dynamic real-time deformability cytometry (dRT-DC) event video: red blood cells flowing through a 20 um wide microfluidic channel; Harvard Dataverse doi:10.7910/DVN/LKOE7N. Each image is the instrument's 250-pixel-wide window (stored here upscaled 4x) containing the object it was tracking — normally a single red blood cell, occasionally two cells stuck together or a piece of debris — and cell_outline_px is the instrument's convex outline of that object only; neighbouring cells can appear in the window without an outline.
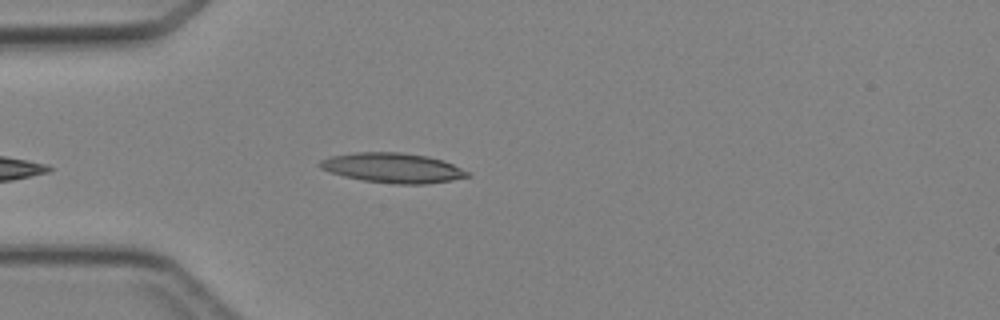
{"species": "Egyptian fruit bat (a non-hibernating species)", "species_latin": "Rousettus aegyptiacus", "temperature_condition": "cold", "stored_images_in_passage": 4, "camera_frame_rate_fps": 3000, "um_per_image_px": 0.085, "animal": {"sex": "female"}, "frame": {"image": 1, "passage_image": 4, "time_ms": 3.667, "image_size_px": [1000, 320], "cell_outline_px": [[472, 176], [452, 180], [424, 184], [396, 184], [364, 180], [344, 176], [320, 168], [316, 164], [320, 160], [328, 156], [356, 152], [400, 152], [428, 156], [444, 160], [472, 172]], "centroid_in_image_um": [33.42, 14.26], "position_along_channel_um": 51.6, "area_um2": 25.89}}